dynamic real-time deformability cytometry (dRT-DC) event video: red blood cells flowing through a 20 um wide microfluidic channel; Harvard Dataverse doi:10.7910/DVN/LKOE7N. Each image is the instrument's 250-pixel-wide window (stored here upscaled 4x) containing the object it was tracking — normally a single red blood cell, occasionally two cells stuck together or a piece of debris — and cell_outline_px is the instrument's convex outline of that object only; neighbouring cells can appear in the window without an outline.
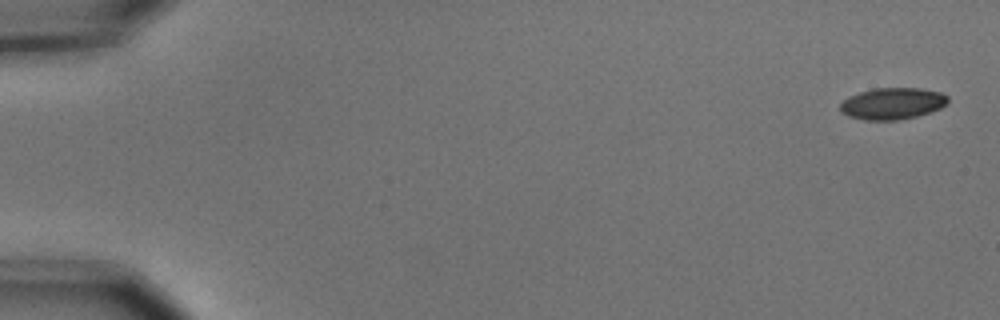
{"species": "common noctule bat (a hibernating species)", "species_latin": "Nyctalus noctula", "temperature_condition": "cold", "stored_images_in_passage": 11, "camera_frame_rate_fps": 3000, "um_per_image_px": 0.085, "animal": {"sex": "male", "body_mass_g": 15.6}, "frame": {"image": 1, "passage_image": 1, "time_ms": 0.0, "image_size_px": [1000, 320], "cell_outline_px": [[948, 104], [940, 108], [916, 116], [896, 120], [864, 120], [848, 116], [840, 112], [840, 104], [848, 96], [872, 88], [920, 88], [940, 92], [948, 96]], "centroid_in_image_um": [75.84, 8.79], "position_along_channel_um": 9.2, "area_um2": 19.88}}
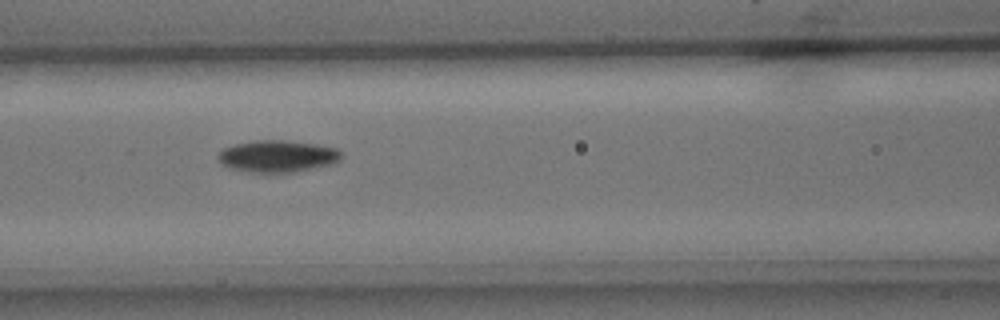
{"frame": {"image": 2, "passage_image": 7, "time_ms": 2.0, "image_size_px": [1000, 320], "cell_outline_px": [[340, 160], [336, 164], [296, 172], [268, 176], [228, 168], [220, 164], [216, 156], [224, 148], [236, 144], [252, 140], [284, 140], [316, 144], [336, 148], [340, 152]], "centroid_in_image_um": [23.56, 13.33], "position_along_channel_um": 143.0, "area_um2": 23.87}}
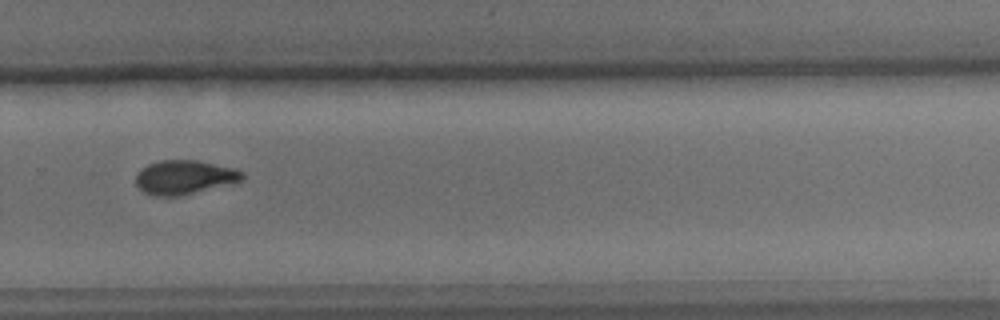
{"frame": {"image": 3, "passage_image": 11, "time_ms": 3.333, "image_size_px": [1000, 320], "cell_outline_px": [[244, 180], [236, 184], [176, 196], [152, 196], [144, 192], [136, 184], [136, 172], [140, 168], [148, 164], [160, 160], [200, 160], [236, 168], [244, 172]], "centroid_in_image_um": [15.73, 15.06], "position_along_channel_um": 314.1, "area_um2": 21.68}}